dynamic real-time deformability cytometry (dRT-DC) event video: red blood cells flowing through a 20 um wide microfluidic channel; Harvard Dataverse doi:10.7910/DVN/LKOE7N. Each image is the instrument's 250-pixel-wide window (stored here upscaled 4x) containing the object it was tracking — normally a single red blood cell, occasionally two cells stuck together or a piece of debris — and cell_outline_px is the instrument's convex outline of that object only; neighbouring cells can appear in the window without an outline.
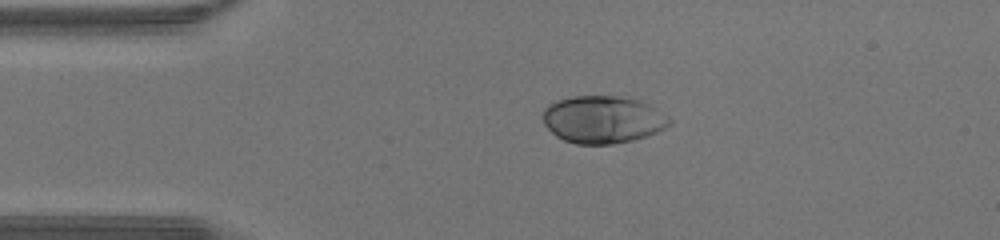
{"species": "human", "species_latin": "Homo sapiens", "temperature_condition": "warm", "stored_images_in_passage": 34, "camera_frame_rate_fps": 3000, "um_per_image_px": 0.085, "donor": {"sex": "male"}, "frame": {"image": 1, "passage_image": 1, "time_ms": 0.0, "image_size_px": [1000, 240], "cell_outline_px": [[672, 124], [648, 136], [632, 140], [612, 144], [576, 144], [564, 140], [556, 136], [544, 124], [544, 108], [548, 104], [556, 100], [576, 96], [616, 96], [640, 100], [656, 108], [668, 116], [672, 120]], "centroid_in_image_um": [51.26, 10.16], "position_along_channel_um": 33.7, "area_um2": 35.03}}
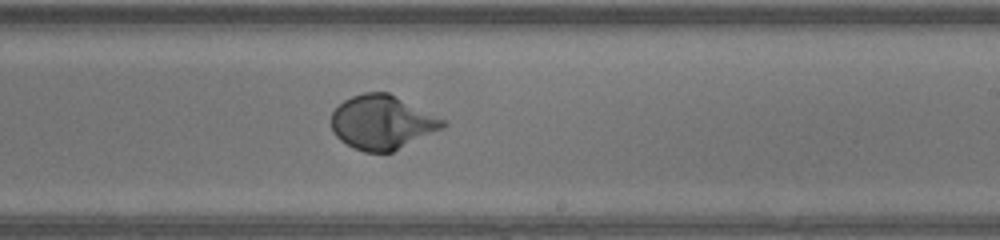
{"frame": {"image": 2, "passage_image": 17, "time_ms": 5.333, "image_size_px": [1000, 240], "cell_outline_px": [[448, 124], [444, 128], [392, 152], [364, 152], [352, 148], [340, 140], [332, 132], [332, 112], [344, 100], [352, 96], [364, 92], [388, 92], [444, 120]], "centroid_in_image_um": [32.46, 10.41], "position_along_channel_um": 256.5, "area_um2": 34.97}}
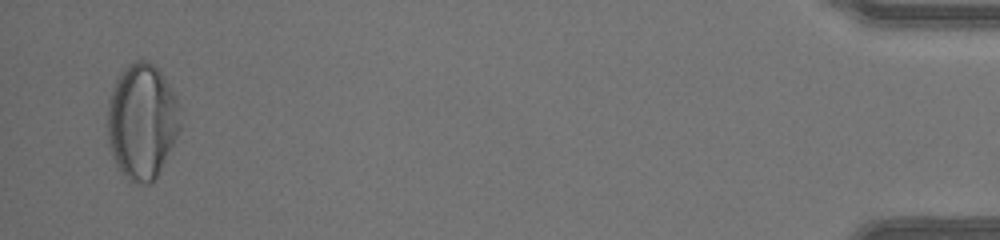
{"frame": {"image": 3, "passage_image": 33, "time_ms": 10.667, "image_size_px": [1000, 240], "cell_outline_px": [[180, 128], [156, 176], [148, 184], [144, 184], [128, 180], [120, 172], [116, 164], [108, 140], [108, 96], [116, 80], [124, 68], [128, 64], [136, 60], [148, 60], [160, 72], [168, 84], [176, 100], [180, 124]], "centroid_in_image_um": [12.02, 10.3], "position_along_channel_um": 423.2, "area_um2": 48.09}}